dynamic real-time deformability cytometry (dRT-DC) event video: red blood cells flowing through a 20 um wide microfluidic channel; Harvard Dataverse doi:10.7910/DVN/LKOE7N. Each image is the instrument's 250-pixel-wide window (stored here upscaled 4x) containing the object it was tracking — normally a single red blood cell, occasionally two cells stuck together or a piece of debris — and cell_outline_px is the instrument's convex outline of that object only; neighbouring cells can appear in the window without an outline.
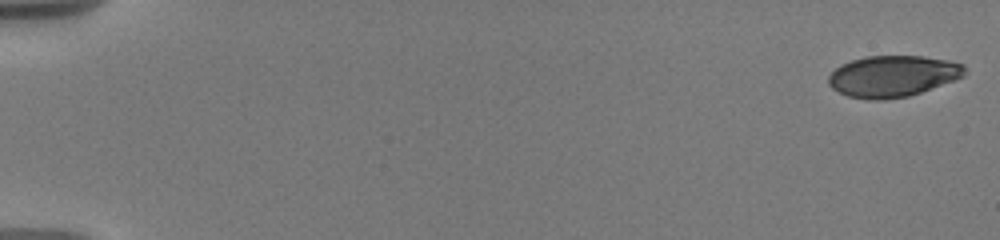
{"species": "human", "species_latin": "Homo sapiens", "temperature_condition": "warm", "stored_images_in_passage": 85, "camera_frame_rate_fps": 3000, "um_per_image_px": 0.085, "donor": {"sex": "male"}, "frame": {"image": 1, "passage_image": 1, "time_ms": 0.0, "image_size_px": [1000, 240], "cell_outline_px": [[964, 76], [920, 92], [908, 96], [884, 100], [868, 100], [848, 96], [832, 88], [828, 84], [828, 76], [840, 64], [864, 56], [924, 56], [948, 60], [964, 64]], "centroid_in_image_um": [75.85, 6.47], "position_along_channel_um": 9.2, "area_um2": 32.71}}
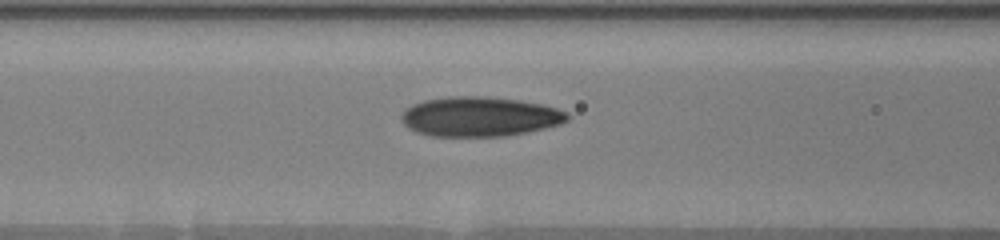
{"frame": {"image": 2, "passage_image": 38, "time_ms": 8.0, "image_size_px": [1000, 240], "cell_outline_px": [[572, 116], [568, 120], [560, 124], [528, 132], [504, 136], [428, 136], [416, 132], [408, 128], [400, 120], [400, 116], [412, 104], [424, 100], [448, 96], [484, 96], [520, 100], [540, 104], [556, 108], [568, 112]], "centroid_in_image_um": [40.77, 9.91], "position_along_channel_um": 125.8, "area_um2": 38.61}}
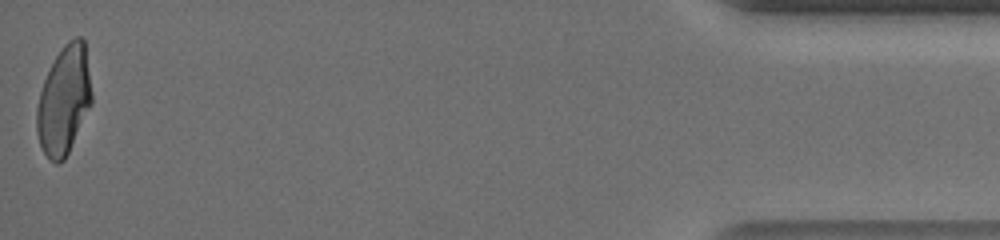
{"frame": {"image": 3, "passage_image": 84, "time_ms": 18.333, "image_size_px": [1000, 240], "cell_outline_px": [[92, 104], [64, 160], [56, 164], [44, 152], [40, 144], [36, 132], [36, 108], [40, 92], [44, 80], [56, 56], [64, 44], [68, 40], [76, 36], [80, 36], [84, 40], [92, 92]], "centroid_in_image_um": [5.44, 8.51], "position_along_channel_um": 429.8, "area_um2": 34.51}, "authors_computed_cell_mechanics": {"area_um2": 35.8938, "velocity_mm_per_s": 3.6886, "shape_relaxation_time_tau1_ms": 7.8463, "shape_relaxation_time_tau2_ms": 1.1315, "deformation_change_tau1": 0.2596, "deformation_change_tau2": 0.0635}}